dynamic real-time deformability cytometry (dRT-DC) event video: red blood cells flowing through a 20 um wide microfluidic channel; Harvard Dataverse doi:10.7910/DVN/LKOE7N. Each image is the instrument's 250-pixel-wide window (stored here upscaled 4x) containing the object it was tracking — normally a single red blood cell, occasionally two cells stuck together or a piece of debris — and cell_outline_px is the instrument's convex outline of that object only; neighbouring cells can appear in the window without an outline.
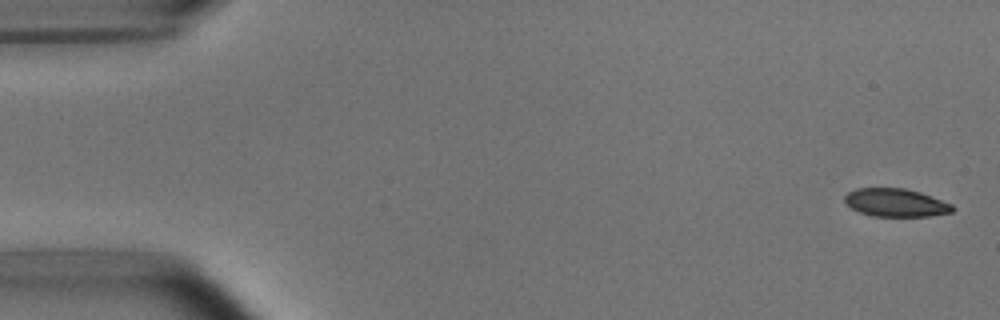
{"species": "common noctule bat (a hibernating species)", "species_latin": "Nyctalus noctula", "temperature_condition": "room temperature", "stored_images_in_passage": 54, "camera_frame_rate_fps": 3000, "um_per_image_px": 0.085, "animal": {"sex": "male", "body_mass_g": 15.6}, "frame": {"image": 1, "passage_image": 2, "time_ms": 0.333, "image_size_px": [1000, 320], "cell_outline_px": [[956, 208], [952, 212], [928, 216], [872, 216], [860, 212], [852, 208], [844, 200], [844, 196], [848, 192], [856, 188], [904, 188], [920, 192], [952, 204]], "centroid_in_image_um": [76.14, 17.22], "position_along_channel_um": 8.9, "area_um2": 17.57}}
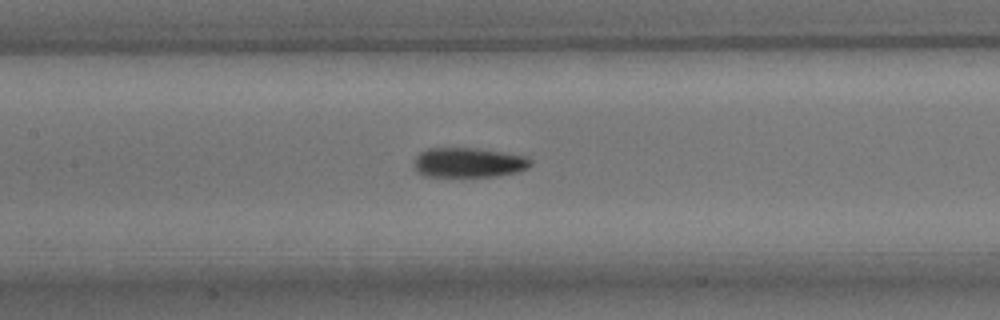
{"frame": {"image": 2, "passage_image": 25, "time_ms": 8.0, "image_size_px": [1000, 320], "cell_outline_px": [[532, 164], [528, 168], [520, 172], [496, 176], [464, 180], [424, 176], [416, 172], [412, 160], [420, 152], [428, 148], [472, 148], [528, 156], [532, 160]], "centroid_in_image_um": [39.79, 13.88], "position_along_channel_um": 167.6, "area_um2": 21.44}}
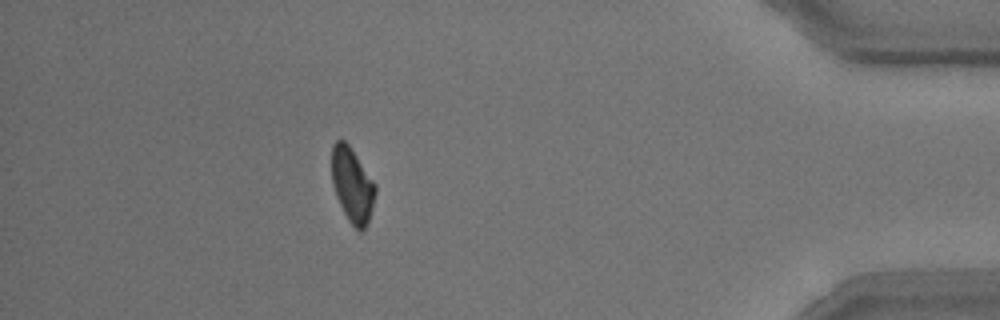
{"frame": {"image": 3, "passage_image": 48, "time_ms": 15.667, "image_size_px": [1000, 320], "cell_outline_px": [[376, 192], [372, 208], [368, 220], [364, 228], [360, 232], [348, 220], [336, 196], [332, 184], [332, 144], [336, 140], [344, 140], [348, 144], [376, 184]], "centroid_in_image_um": [29.94, 15.71], "position_along_channel_um": 405.3, "area_um2": 18.73}, "authors_computed_cell_mechanics": {"area_um2": 19.5653, "velocity_mm_per_s": 3.7351, "shape_relaxation_time_tau1_ms": 2.787, "shape_relaxation_time_tau2_ms": 6.0534, "deformation_change_tau1": 0.1278, "deformation_change_tau2": 0.1282}}